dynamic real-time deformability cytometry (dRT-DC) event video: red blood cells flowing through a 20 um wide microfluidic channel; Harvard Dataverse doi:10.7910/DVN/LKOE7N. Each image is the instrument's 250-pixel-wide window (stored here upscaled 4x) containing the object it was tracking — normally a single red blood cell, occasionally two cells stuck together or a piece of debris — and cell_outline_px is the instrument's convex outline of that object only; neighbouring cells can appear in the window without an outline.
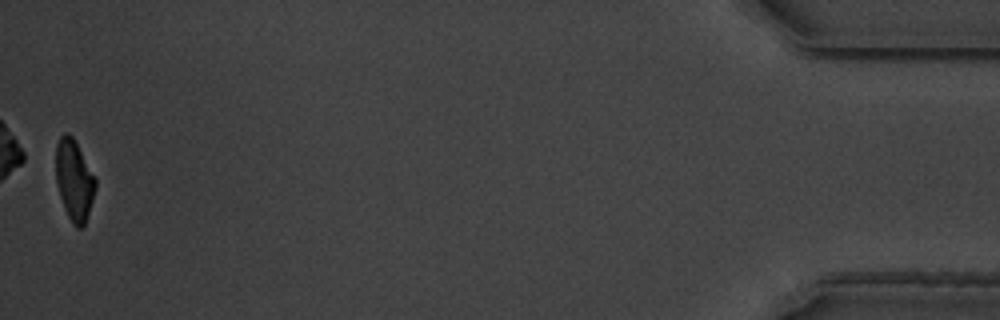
{"species": "common noctule bat (a hibernating species)", "species_latin": "Nyctalus noctula", "temperature_condition": "warm", "stored_images_in_passage": 41, "camera_frame_rate_fps": 3000, "um_per_image_px": 0.085, "animal": {"sex": "male", "body_mass_g": 19.5, "forearm_length_mm": 54.6}, "frame": {"image": 1, "passage_image": 41, "time_ms": 13.333, "image_size_px": [1000, 320], "cell_outline_px": [[96, 188], [84, 224], [80, 228], [76, 228], [72, 224], [64, 208], [56, 184], [56, 144], [60, 136], [64, 132], [68, 132], [72, 136], [96, 176]], "centroid_in_image_um": [6.3, 15.28], "position_along_channel_um": 428.9, "area_um2": 18.67}, "authors_computed_cell_mechanics": {"area_um2": 20.5768, "velocity_mm_per_s": 3.528, "shape_relaxation_time_tau1_ms": 2.4048, "shape_relaxation_time_tau2_ms": 1.7266, "deformation_change_tau1": 0.16, "deformation_change_tau2": 0.0652}}